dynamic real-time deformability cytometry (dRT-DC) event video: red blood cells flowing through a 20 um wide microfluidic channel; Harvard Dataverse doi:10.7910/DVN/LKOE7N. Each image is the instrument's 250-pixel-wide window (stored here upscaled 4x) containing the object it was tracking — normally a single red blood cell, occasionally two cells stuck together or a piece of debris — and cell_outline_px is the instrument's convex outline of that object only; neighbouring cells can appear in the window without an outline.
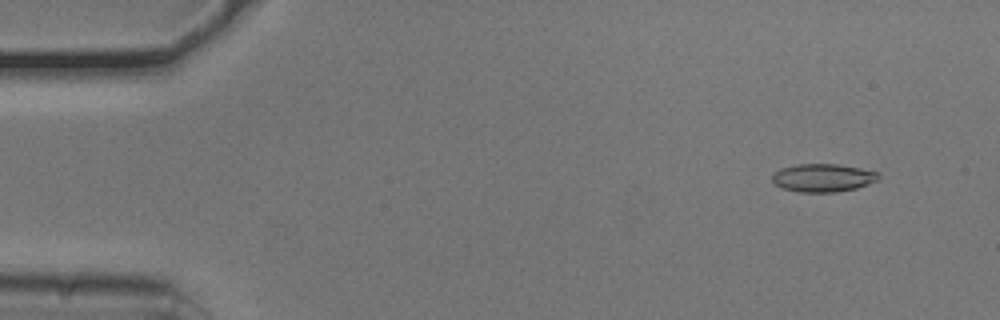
{"species": "common noctule bat (a hibernating species)", "species_latin": "Nyctalus noctula", "temperature_condition": "cold", "stored_images_in_passage": 54, "camera_frame_rate_fps": 3000, "um_per_image_px": 0.085, "animal": {"sex": "male", "body_mass_g": 20.5, "forearm_length_mm": 52.5}, "frame": {"image": 1, "passage_image": 5, "time_ms": 1.333, "image_size_px": [1000, 320], "cell_outline_px": [[880, 180], [856, 188], [836, 192], [800, 192], [784, 188], [776, 184], [772, 180], [772, 176], [780, 168], [796, 164], [836, 164], [860, 168], [880, 172]], "centroid_in_image_um": [70.0, 15.1], "position_along_channel_um": 15.0, "area_um2": 17.4}}
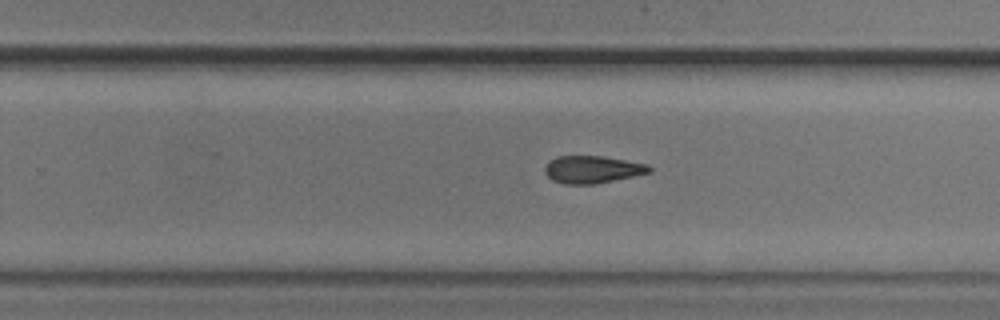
{"frame": {"image": 2, "passage_image": 34, "time_ms": 11.0, "image_size_px": [1000, 320], "cell_outline_px": [[652, 172], [596, 184], [564, 184], [552, 180], [544, 172], [544, 168], [548, 160], [556, 156], [604, 156], [648, 164], [652, 168]], "centroid_in_image_um": [50.34, 14.4], "position_along_channel_um": 279.5, "area_um2": 16.88}}
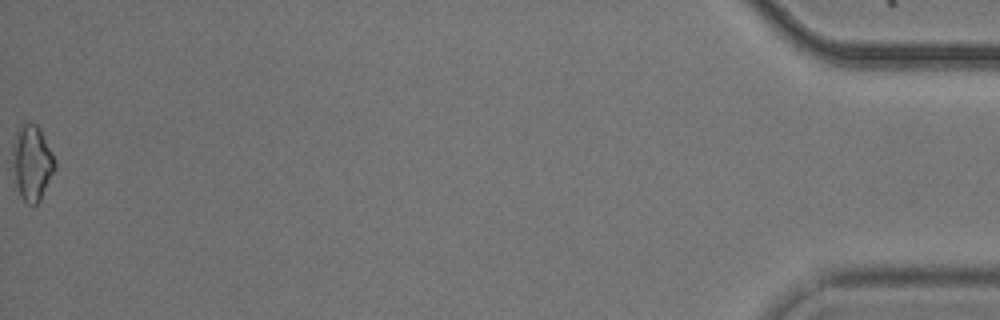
{"frame": {"image": 3, "passage_image": 54, "time_ms": 17.667, "image_size_px": [1000, 320], "cell_outline_px": [[56, 168], [40, 200], [36, 204], [28, 204], [24, 200], [16, 184], [12, 152], [12, 144], [16, 132], [28, 120], [36, 124], [40, 128], [56, 160]], "centroid_in_image_um": [2.74, 13.79], "position_along_channel_um": 432.5, "area_um2": 18.44}, "authors_computed_cell_mechanics": {"area_um2": 17.2244, "velocity_mm_per_s": 3.8019, "shape_relaxation_time_tau1_ms": null, "shape_relaxation_time_tau2_ms": 7.6102, "deformation_change_tau1": null, "deformation_change_tau2": 0.1775}}